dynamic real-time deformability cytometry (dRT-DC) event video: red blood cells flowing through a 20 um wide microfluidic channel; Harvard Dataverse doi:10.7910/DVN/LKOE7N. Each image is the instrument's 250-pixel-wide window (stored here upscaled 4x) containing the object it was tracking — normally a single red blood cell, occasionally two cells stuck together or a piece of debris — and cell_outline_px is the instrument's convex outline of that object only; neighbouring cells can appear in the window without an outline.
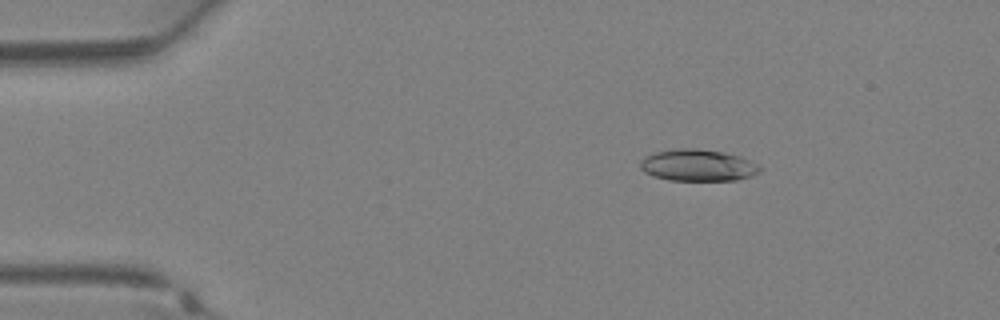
{"species": "Egyptian fruit bat (a non-hibernating species)", "species_latin": "Rousettus aegyptiacus", "temperature_condition": "warm", "stored_images_in_passage": 36, "camera_frame_rate_fps": 3000, "um_per_image_px": 0.085, "animal": {"sex": "female"}, "frame": {"image": 1, "passage_image": 6, "time_ms": 1.667, "image_size_px": [1000, 320], "cell_outline_px": [[760, 172], [752, 176], [736, 180], [668, 180], [652, 176], [644, 172], [640, 168], [640, 160], [656, 152], [676, 148], [692, 148], [724, 152], [740, 156], [756, 164], [760, 168]], "centroid_in_image_um": [59.3, 14.05], "position_along_channel_um": 25.7, "area_um2": 22.02}}
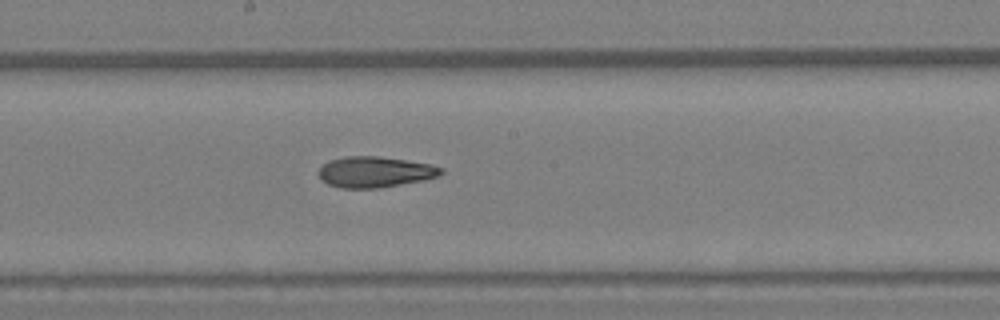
{"frame": {"image": 2, "passage_image": 20, "time_ms": 6.333, "image_size_px": [1000, 320], "cell_outline_px": [[444, 172], [436, 176], [424, 180], [380, 188], [340, 188], [328, 184], [320, 180], [316, 172], [328, 160], [344, 156], [376, 156], [432, 164], [444, 168]], "centroid_in_image_um": [31.83, 14.62], "position_along_channel_um": 216.4, "area_um2": 22.2}}
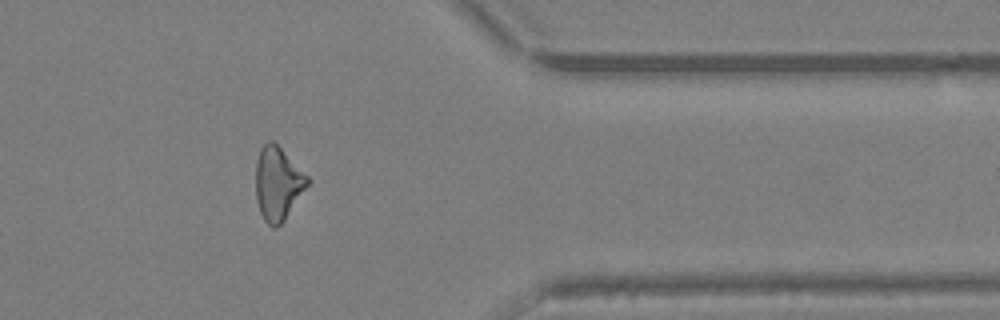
{"frame": {"image": 3, "passage_image": 30, "time_ms": 9.667, "image_size_px": [1000, 320], "cell_outline_px": [[312, 180], [284, 220], [276, 228], [272, 228], [264, 220], [260, 212], [256, 200], [256, 160], [260, 148], [268, 140], [272, 140]], "centroid_in_image_um": [23.61, 15.61], "position_along_channel_um": 387.8, "area_um2": 22.08}}